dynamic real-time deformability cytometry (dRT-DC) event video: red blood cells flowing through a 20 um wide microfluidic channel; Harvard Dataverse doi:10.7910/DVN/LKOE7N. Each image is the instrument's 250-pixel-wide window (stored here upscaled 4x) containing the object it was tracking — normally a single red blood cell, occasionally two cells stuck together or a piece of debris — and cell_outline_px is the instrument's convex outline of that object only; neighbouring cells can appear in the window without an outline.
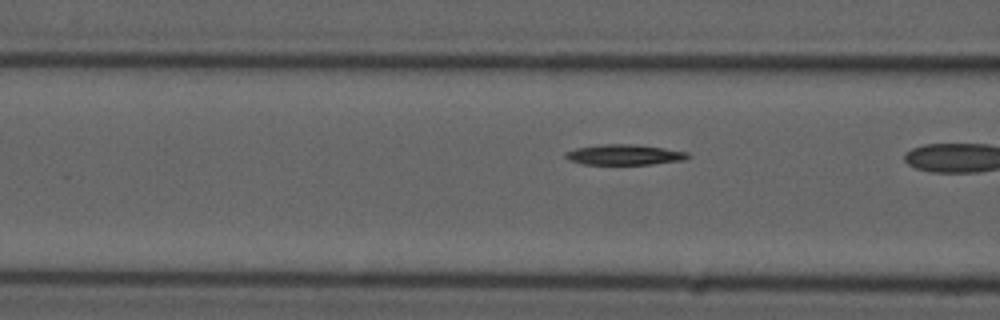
{"species": "common noctule bat (a hibernating species)", "species_latin": "Nyctalus noctula", "temperature_condition": "cold", "stored_images_in_passage": 18, "camera_frame_rate_fps": 3000, "um_per_image_px": 0.085, "animal": {"sex": "male", "forearm_length_mm": 52.5}, "frame": {"image": 1, "passage_image": 17, "time_ms": 5.333, "image_size_px": [1000, 320], "cell_outline_px": [[692, 156], [684, 160], [652, 164], [584, 164], [568, 160], [564, 156], [564, 152], [576, 148], [608, 144], [632, 144], [664, 148], [688, 152]], "centroid_in_image_um": [53.09, 13.15], "position_along_channel_um": 113.5, "area_um2": 14.51}}